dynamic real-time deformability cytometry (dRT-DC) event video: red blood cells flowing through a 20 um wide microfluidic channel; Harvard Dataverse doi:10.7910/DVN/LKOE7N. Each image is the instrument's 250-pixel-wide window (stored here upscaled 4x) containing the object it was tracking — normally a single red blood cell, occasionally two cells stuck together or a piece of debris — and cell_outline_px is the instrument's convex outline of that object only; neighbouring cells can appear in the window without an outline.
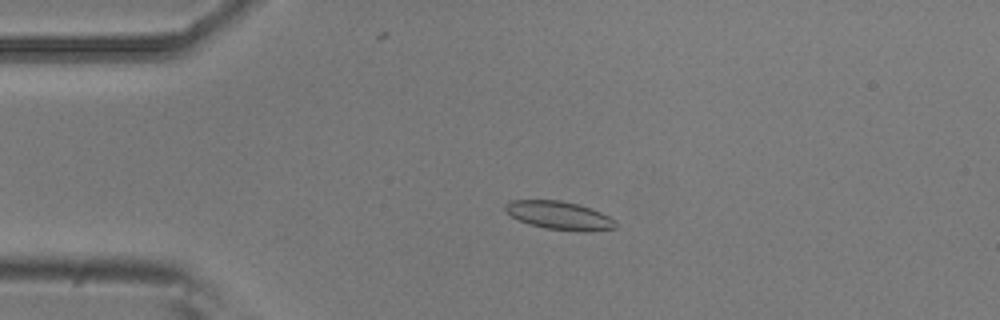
{"species": "common noctule bat (a hibernating species)", "species_latin": "Nyctalus noctula", "temperature_condition": "room temperature", "stored_images_in_passage": 5, "camera_frame_rate_fps": 3000, "um_per_image_px": 0.085, "animal": {"sex": "male", "body_mass_g": 20.5, "forearm_length_mm": 52.5}, "frame": {"image": 1, "passage_image": 4, "time_ms": 1.0, "image_size_px": [1000, 320], "cell_outline_px": [[616, 228], [588, 232], [580, 232], [544, 228], [528, 224], [504, 212], [504, 204], [508, 200], [560, 200], [592, 208], [616, 220]], "centroid_in_image_um": [47.53, 18.32], "position_along_channel_um": 37.5, "area_um2": 18.44}}